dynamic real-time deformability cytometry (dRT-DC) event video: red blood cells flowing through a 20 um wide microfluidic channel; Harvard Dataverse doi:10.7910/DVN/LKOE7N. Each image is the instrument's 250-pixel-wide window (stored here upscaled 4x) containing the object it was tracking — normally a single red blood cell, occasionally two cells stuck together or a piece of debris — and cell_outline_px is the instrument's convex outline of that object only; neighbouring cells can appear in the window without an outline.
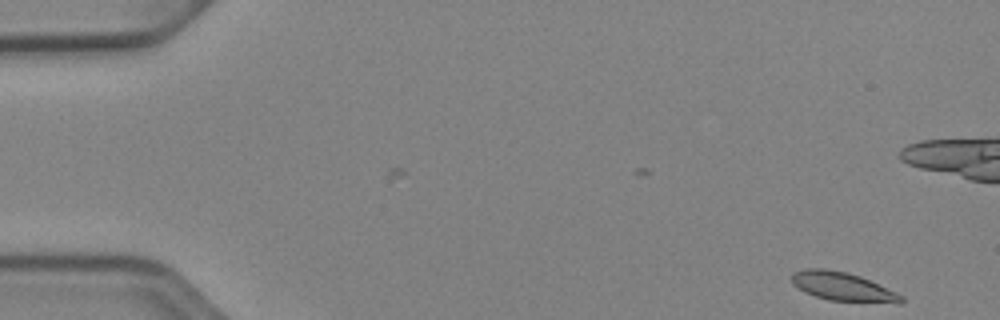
{"species": "Egyptian fruit bat (a non-hibernating species)", "species_latin": "Rousettus aegyptiacus", "temperature_condition": "cold", "stored_images_in_passage": 3, "camera_frame_rate_fps": 3000, "um_per_image_px": 0.085, "animal": {"sex": "female"}, "frame": {"image": 1, "passage_image": 3, "time_ms": 0.667, "image_size_px": [1000, 320], "cell_outline_px": [[904, 304], [896, 304], [828, 300], [804, 292], [792, 284], [792, 272], [808, 268], [824, 268], [844, 272], [860, 276], [896, 292], [904, 296]], "centroid_in_image_um": [71.67, 24.39], "position_along_channel_um": 13.3, "area_um2": 18.5}}